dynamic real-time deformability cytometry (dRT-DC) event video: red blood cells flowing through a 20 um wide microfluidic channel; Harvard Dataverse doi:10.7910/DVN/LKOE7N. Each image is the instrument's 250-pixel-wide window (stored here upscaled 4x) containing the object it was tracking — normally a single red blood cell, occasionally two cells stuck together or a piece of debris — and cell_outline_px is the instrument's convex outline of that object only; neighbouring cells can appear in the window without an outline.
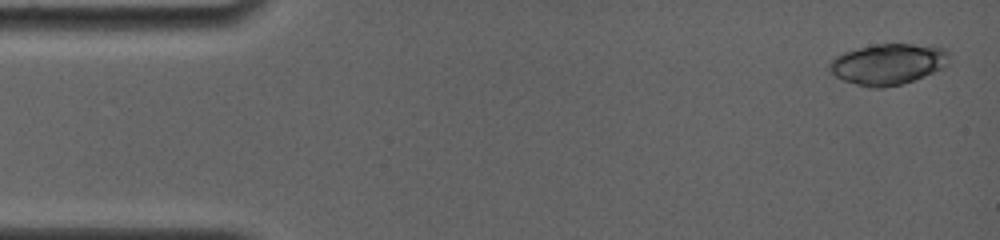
{"species": "common noctule bat (a hibernating species)", "species_latin": "Nyctalus noctula", "temperature_condition": "room temperature", "stored_images_in_passage": 11, "camera_frame_rate_fps": 4000, "um_per_image_px": 0.085, "animal": {"sex": "female", "body_mass_g": 19.0, "forearm_length_mm": 56.7}, "frame": {"image": 1, "passage_image": 1, "time_ms": 0.0, "image_size_px": [1000, 240], "cell_outline_px": [[944, 52], [940, 68], [932, 72], [912, 80], [900, 84], [880, 88], [872, 88], [844, 80], [836, 76], [832, 72], [828, 64], [836, 56], [844, 52], [860, 48], [880, 44], [912, 44], [936, 48]], "centroid_in_image_um": [75.33, 5.47], "position_along_channel_um": 9.7, "area_um2": 26.93}}
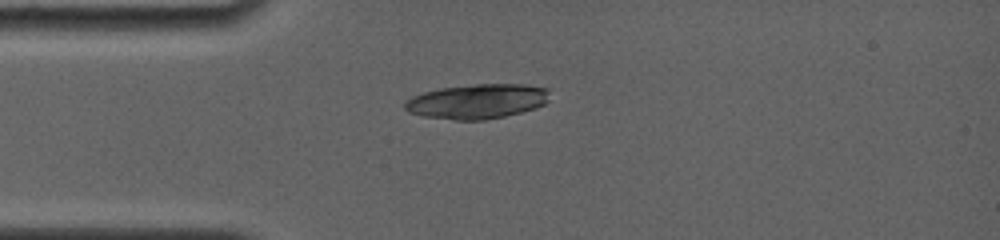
{"frame": {"image": 2, "passage_image": 10, "time_ms": 3.5, "image_size_px": [1000, 240], "cell_outline_px": [[548, 100], [544, 104], [536, 108], [504, 116], [484, 120], [456, 120], [424, 116], [408, 112], [404, 108], [404, 104], [412, 96], [424, 92], [440, 88], [476, 84], [528, 84], [548, 88]], "centroid_in_image_um": [40.57, 8.61], "position_along_channel_um": 44.4, "area_um2": 29.25}}